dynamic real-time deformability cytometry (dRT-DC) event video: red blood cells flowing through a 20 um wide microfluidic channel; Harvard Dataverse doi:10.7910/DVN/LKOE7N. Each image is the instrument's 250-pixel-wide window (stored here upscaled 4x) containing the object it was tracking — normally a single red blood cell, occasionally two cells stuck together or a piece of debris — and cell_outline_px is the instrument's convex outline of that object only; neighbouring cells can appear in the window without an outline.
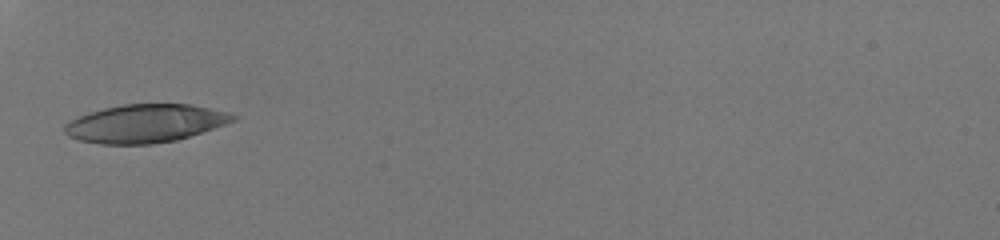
{"species": "human", "species_latin": "Homo sapiens", "temperature_condition": "room temperature", "stored_images_in_passage": 32, "camera_frame_rate_fps": 3000, "um_per_image_px": 0.085, "donor": {"sex": "male"}, "frame": {"image": 1, "passage_image": 1, "time_ms": 0.0, "image_size_px": [1000, 240], "cell_outline_px": [[240, 116], [236, 120], [176, 140], [152, 144], [100, 144], [80, 140], [68, 136], [64, 132], [64, 124], [68, 120], [88, 112], [104, 108], [124, 104], [192, 104], [228, 112]], "centroid_in_image_um": [12.31, 10.49], "position_along_channel_um": 72.7, "area_um2": 37.45}}
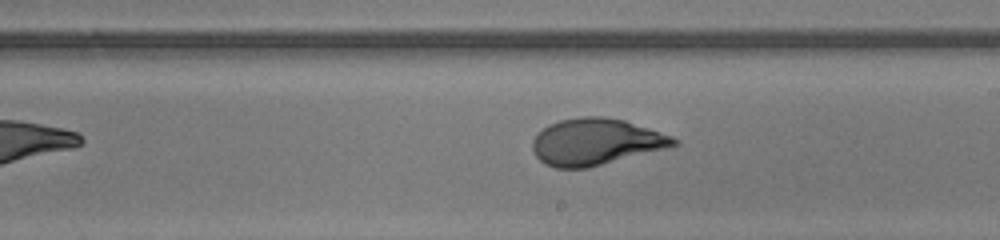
{"frame": {"image": 2, "passage_image": 14, "time_ms": 4.333, "image_size_px": [1000, 240], "cell_outline_px": [[680, 144], [588, 168], [556, 168], [544, 164], [536, 156], [532, 148], [532, 140], [548, 124], [560, 120], [580, 116], [604, 116], [624, 120], [672, 136], [680, 140]], "centroid_in_image_um": [50.62, 12.05], "position_along_channel_um": 238.4, "area_um2": 38.15}}
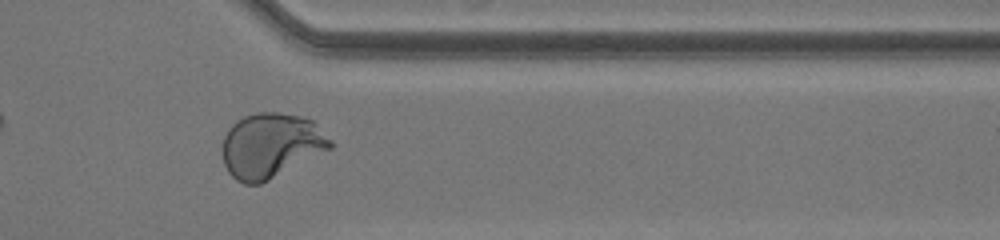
{"frame": {"image": 3, "passage_image": 25, "time_ms": 8.0, "image_size_px": [1000, 240], "cell_outline_px": [[336, 144], [332, 148], [260, 184], [244, 184], [236, 180], [228, 172], [224, 164], [220, 148], [224, 136], [228, 128], [236, 120], [244, 116], [256, 112], [276, 112], [300, 116], [312, 120]], "centroid_in_image_um": [23.0, 12.36], "position_along_channel_um": 388.4, "area_um2": 41.04}, "authors_computed_cell_mechanics": {"area_um2": 38.2347, "velocity_mm_per_s": 4.0808, "shape_relaxation_time_tau1_ms": 3.6798, "shape_relaxation_time_tau2_ms": null, "deformation_change_tau1": 0.2152, "deformation_change_tau2": null}}